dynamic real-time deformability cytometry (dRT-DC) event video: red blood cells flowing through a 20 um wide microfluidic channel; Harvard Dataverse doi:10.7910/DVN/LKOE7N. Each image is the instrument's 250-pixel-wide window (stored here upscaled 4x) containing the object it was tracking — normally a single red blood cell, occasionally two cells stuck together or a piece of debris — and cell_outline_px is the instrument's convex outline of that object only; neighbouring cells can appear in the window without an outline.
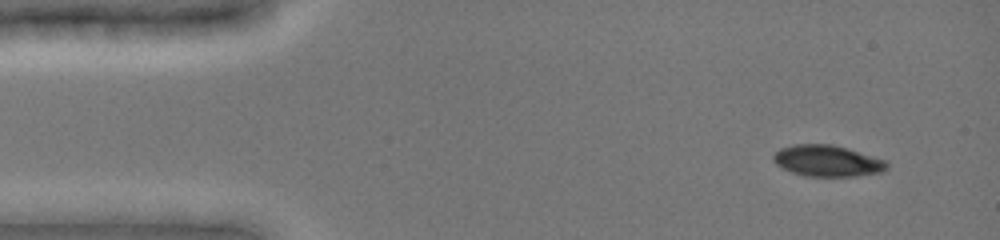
{"species": "common noctule bat (a hibernating species)", "species_latin": "Nyctalus noctula", "temperature_condition": "cold", "stored_images_in_passage": 6, "camera_frame_rate_fps": 3000, "um_per_image_px": 0.085, "animal": {"sex": "female", "body_mass_g": 19.0, "forearm_length_mm": 51.5}, "frame": {"image": 1, "passage_image": 2, "time_ms": 0.667, "image_size_px": [1000, 240], "cell_outline_px": [[888, 168], [880, 172], [856, 176], [804, 176], [792, 172], [776, 164], [772, 160], [772, 156], [780, 148], [792, 144], [832, 144], [848, 148], [884, 160], [888, 164]], "centroid_in_image_um": [70.29, 13.66], "position_along_channel_um": 14.7, "area_um2": 20.63}}
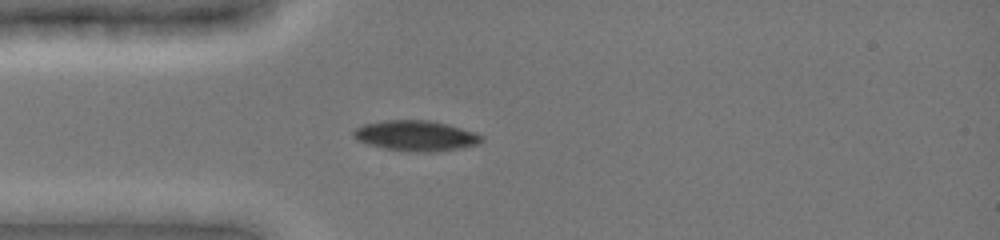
{"frame": {"image": 2, "passage_image": 6, "time_ms": 3.667, "image_size_px": [1000, 240], "cell_outline_px": [[484, 140], [476, 144], [436, 152], [408, 152], [384, 148], [368, 144], [356, 140], [352, 136], [352, 132], [356, 128], [364, 124], [384, 120], [428, 120], [448, 124], [476, 132], [484, 136]], "centroid_in_image_um": [35.33, 11.54], "position_along_channel_um": 49.7, "area_um2": 22.83}}